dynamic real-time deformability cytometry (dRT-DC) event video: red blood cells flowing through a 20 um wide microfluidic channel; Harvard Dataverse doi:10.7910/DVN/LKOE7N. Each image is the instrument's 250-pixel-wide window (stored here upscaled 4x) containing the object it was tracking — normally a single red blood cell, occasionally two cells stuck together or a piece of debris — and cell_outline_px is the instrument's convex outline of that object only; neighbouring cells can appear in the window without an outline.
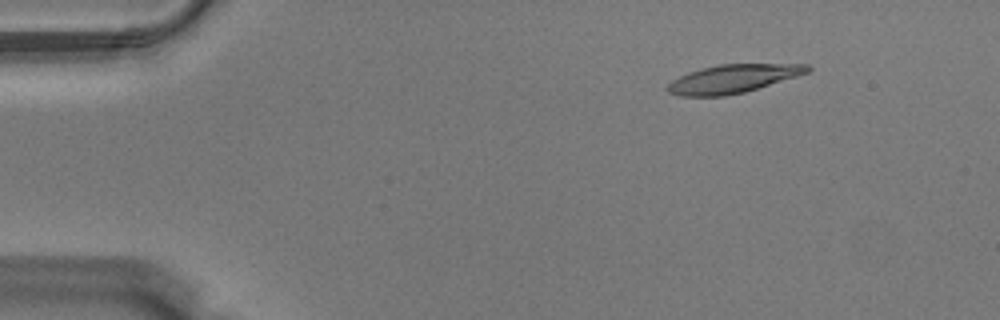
{"species": "Egyptian fruit bat (a non-hibernating species)", "species_latin": "Rousettus aegyptiacus", "temperature_condition": "warm", "stored_images_in_passage": 5, "camera_frame_rate_fps": 3000, "um_per_image_px": 0.085, "animal": {"sex": "male"}, "frame": {"image": 1, "passage_image": 1, "time_ms": 0.0, "image_size_px": [1000, 320], "cell_outline_px": [[812, 68], [808, 72], [796, 76], [744, 92], [724, 96], [680, 96], [668, 92], [664, 88], [672, 80], [688, 72], [700, 68], [720, 64], [808, 64]], "centroid_in_image_um": [62.24, 6.69], "position_along_channel_um": 22.8, "area_um2": 23.0}}
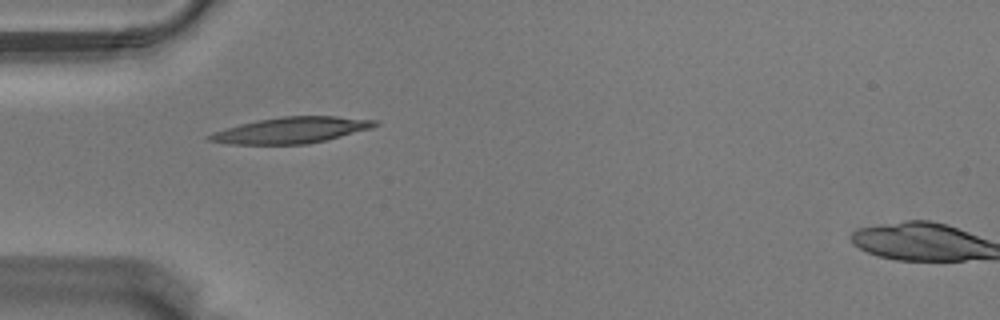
{"frame": {"image": 2, "passage_image": 3, "time_ms": 0.667, "image_size_px": [1000, 320], "cell_outline_px": [[380, 124], [372, 128], [308, 144], [232, 144], [208, 140], [204, 136], [212, 132], [240, 124], [256, 120], [280, 116], [336, 116], [380, 120]], "centroid_in_image_um": [24.76, 11.05], "position_along_channel_um": 60.2, "area_um2": 25.2}}